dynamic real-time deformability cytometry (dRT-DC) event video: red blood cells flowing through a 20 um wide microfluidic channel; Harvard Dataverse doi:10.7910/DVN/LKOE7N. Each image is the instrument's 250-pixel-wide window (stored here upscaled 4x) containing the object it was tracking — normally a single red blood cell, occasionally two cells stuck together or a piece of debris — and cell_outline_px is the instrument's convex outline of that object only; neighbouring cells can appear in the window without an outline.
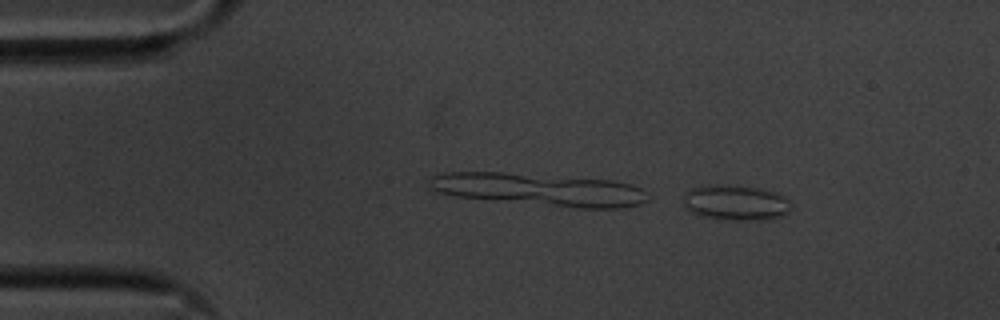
{"species": "common noctule bat (a hibernating species)", "species_latin": "Nyctalus noctula", "temperature_condition": "cold", "stored_images_in_passage": 46, "camera_frame_rate_fps": 3000, "um_per_image_px": 0.085, "animal": {"sex": "male", "body_mass_g": 20.1, "forearm_length_mm": 53.5}, "frame": {"image": 1, "passage_image": 1, "time_ms": 0.0, "image_size_px": [1000, 320], "cell_outline_px": [[792, 208], [788, 212], [780, 216], [764, 220], [732, 220], [700, 216], [688, 212], [684, 208], [684, 196], [692, 188], [708, 184], [724, 184], [756, 188], [772, 192], [788, 200], [792, 204]], "centroid_in_image_um": [62.48, 17.24], "position_along_channel_um": 22.5, "area_um2": 22.2}}
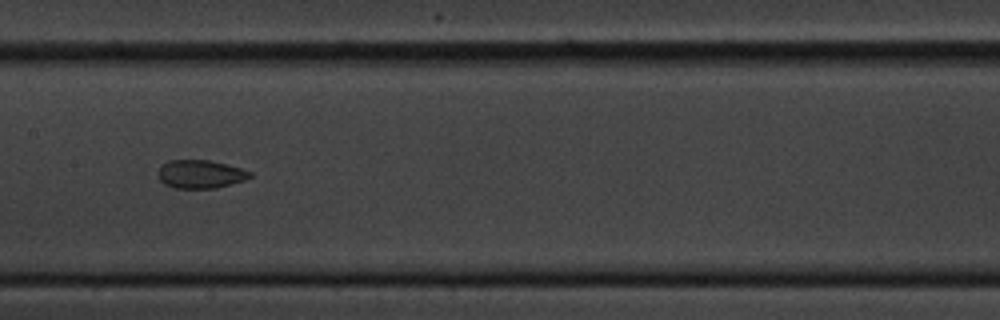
{"frame": {"image": 2, "passage_image": 21, "time_ms": 6.667, "image_size_px": [1000, 320], "cell_outline_px": [[252, 176], [244, 180], [216, 188], [176, 188], [164, 184], [160, 180], [156, 172], [160, 164], [168, 160], [208, 160], [240, 168], [252, 172]], "centroid_in_image_um": [16.97, 14.79], "position_along_channel_um": 190.4, "area_um2": 15.2}}
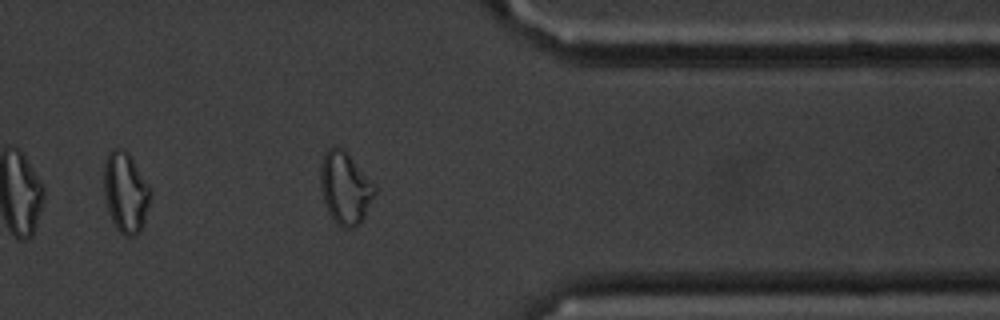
{"frame": {"image": 3, "passage_image": 38, "time_ms": 12.333, "image_size_px": [1000, 320], "cell_outline_px": [[152, 192], [144, 224], [140, 232], [136, 236], [124, 236], [116, 228], [112, 220], [108, 208], [104, 192], [104, 160], [112, 148], [124, 148], [128, 152], [152, 188]], "centroid_in_image_um": [10.7, 16.34], "position_along_channel_um": 400.7, "area_um2": 22.14}, "authors_computed_cell_mechanics": {"area_um2": 16.2996, "velocity_mm_per_s": 3.5819, "shape_relaxation_time_tau1_ms": 5.6194, "shape_relaxation_time_tau2_ms": 1.6306, "deformation_change_tau1": 0.1303, "deformation_change_tau2": 0.063}}